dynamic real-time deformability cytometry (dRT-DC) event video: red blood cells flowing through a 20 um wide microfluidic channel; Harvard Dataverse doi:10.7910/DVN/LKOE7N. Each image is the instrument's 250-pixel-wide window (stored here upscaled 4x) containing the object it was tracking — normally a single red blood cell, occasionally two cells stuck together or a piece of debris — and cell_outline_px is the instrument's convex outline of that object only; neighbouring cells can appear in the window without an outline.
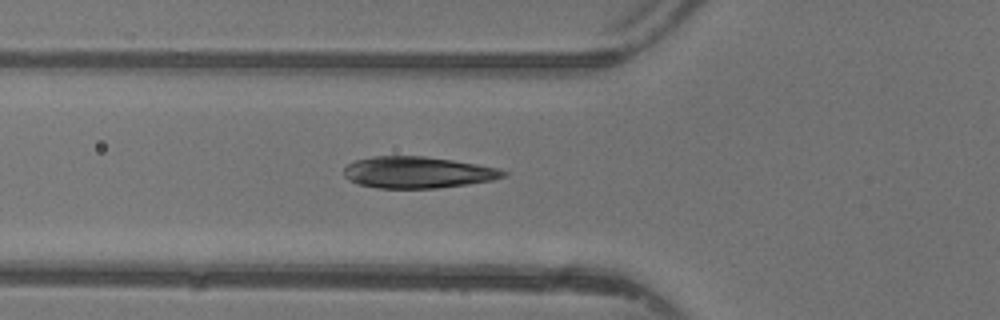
{"species": "common noctule bat (a hibernating species)", "species_latin": "Nyctalus noctula", "temperature_condition": "warm", "stored_images_in_passage": 28, "camera_frame_rate_fps": 3000, "um_per_image_px": 0.085, "animal": {"sex": "female"}, "frame": {"image": 1, "passage_image": 2, "time_ms": 0.333, "image_size_px": [1000, 320], "cell_outline_px": [[508, 172], [504, 176], [492, 180], [468, 184], [436, 188], [376, 188], [356, 184], [348, 180], [344, 176], [344, 168], [348, 164], [356, 160], [372, 156], [424, 156], [452, 160], [476, 164], [496, 168]], "centroid_in_image_um": [35.44, 14.65], "position_along_channel_um": 90.4, "area_um2": 29.25}}
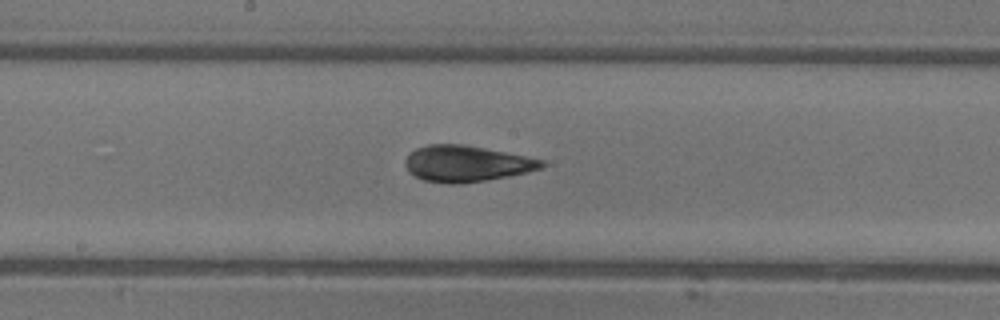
{"frame": {"image": 2, "passage_image": 10, "time_ms": 3.0, "image_size_px": [1000, 320], "cell_outline_px": [[548, 164], [544, 168], [528, 172], [508, 176], [460, 184], [448, 184], [424, 180], [408, 172], [404, 164], [404, 160], [416, 148], [428, 144], [464, 144], [544, 160]], "centroid_in_image_um": [39.65, 13.91], "position_along_channel_um": 208.5, "area_um2": 28.73}}
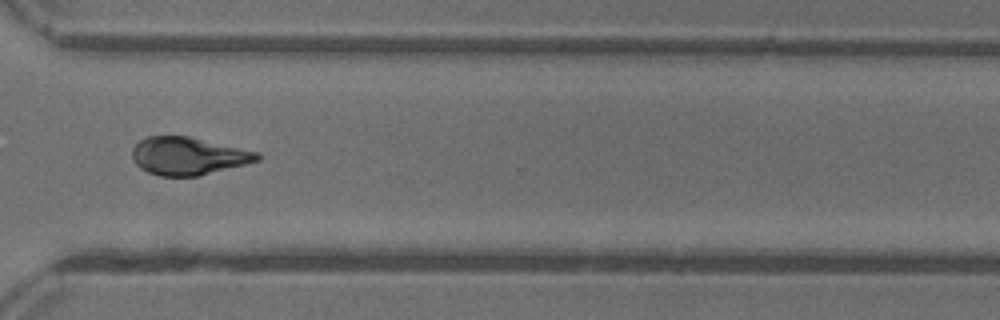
{"frame": {"image": 3, "passage_image": 20, "time_ms": 6.333, "image_size_px": [1000, 320], "cell_outline_px": [[260, 160], [196, 176], [160, 176], [148, 172], [140, 168], [136, 164], [132, 156], [132, 148], [140, 140], [148, 136], [188, 136], [260, 152]], "centroid_in_image_um": [15.98, 13.25], "position_along_channel_um": 354.6, "area_um2": 27.28}}